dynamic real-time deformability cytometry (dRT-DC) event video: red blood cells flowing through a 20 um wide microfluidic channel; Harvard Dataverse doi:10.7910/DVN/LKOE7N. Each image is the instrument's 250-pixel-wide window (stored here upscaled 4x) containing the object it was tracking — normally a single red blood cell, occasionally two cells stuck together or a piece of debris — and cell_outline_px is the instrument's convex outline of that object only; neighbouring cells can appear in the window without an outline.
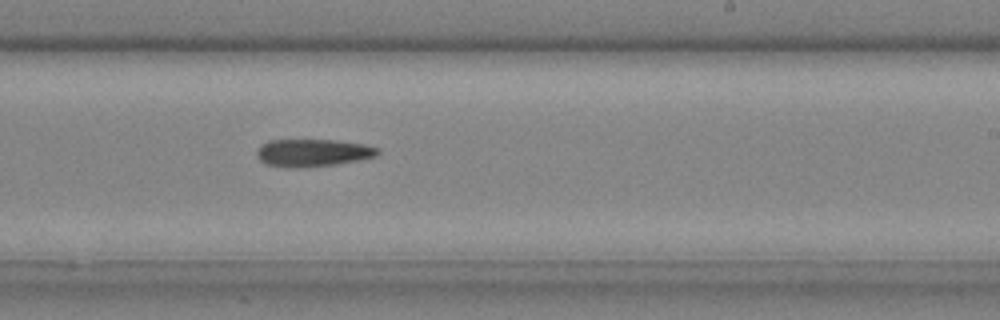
{"species": "common noctule bat (a hibernating species)", "species_latin": "Nyctalus noctula", "temperature_condition": "cold", "stored_images_in_passage": 29, "camera_frame_rate_fps": 3000, "um_per_image_px": 0.085, "animal": {"sex": "male", "body_mass_g": 20.4}, "frame": {"image": 1, "passage_image": 21, "time_ms": 6.667, "image_size_px": [1000, 320], "cell_outline_px": [[380, 152], [376, 156], [360, 160], [336, 164], [304, 168], [284, 168], [264, 164], [256, 156], [256, 152], [260, 144], [268, 140], [336, 140], [364, 144], [380, 148]], "centroid_in_image_um": [26.56, 13.0], "position_along_channel_um": 262.4, "area_um2": 19.83}}